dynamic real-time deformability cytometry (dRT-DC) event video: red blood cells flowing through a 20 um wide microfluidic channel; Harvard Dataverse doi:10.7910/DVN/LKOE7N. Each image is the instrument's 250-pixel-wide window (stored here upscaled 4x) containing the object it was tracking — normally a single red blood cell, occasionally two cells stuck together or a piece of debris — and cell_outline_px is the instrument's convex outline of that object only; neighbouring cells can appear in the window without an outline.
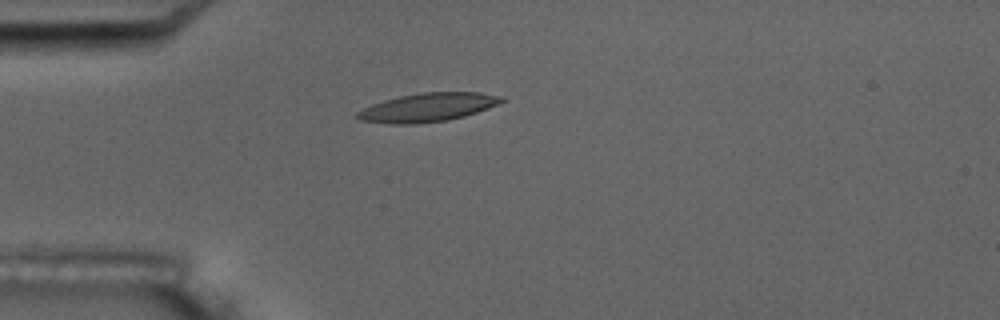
{"species": "common noctule bat (a hibernating species)", "species_latin": "Nyctalus noctula", "temperature_condition": "room temperature", "stored_images_in_passage": 5, "camera_frame_rate_fps": 3000, "um_per_image_px": 0.085, "animal": {"sex": "male", "body_mass_g": 17.5, "forearm_length_mm": 52.3}, "frame": {"image": 1, "passage_image": 5, "time_ms": 4.667, "image_size_px": [1000, 320], "cell_outline_px": [[504, 100], [488, 108], [464, 116], [448, 120], [416, 124], [388, 124], [360, 120], [356, 116], [356, 112], [372, 104], [384, 100], [400, 96], [420, 92], [480, 92], [504, 96]], "centroid_in_image_um": [36.35, 9.12], "position_along_channel_um": 48.7, "area_um2": 24.04}}